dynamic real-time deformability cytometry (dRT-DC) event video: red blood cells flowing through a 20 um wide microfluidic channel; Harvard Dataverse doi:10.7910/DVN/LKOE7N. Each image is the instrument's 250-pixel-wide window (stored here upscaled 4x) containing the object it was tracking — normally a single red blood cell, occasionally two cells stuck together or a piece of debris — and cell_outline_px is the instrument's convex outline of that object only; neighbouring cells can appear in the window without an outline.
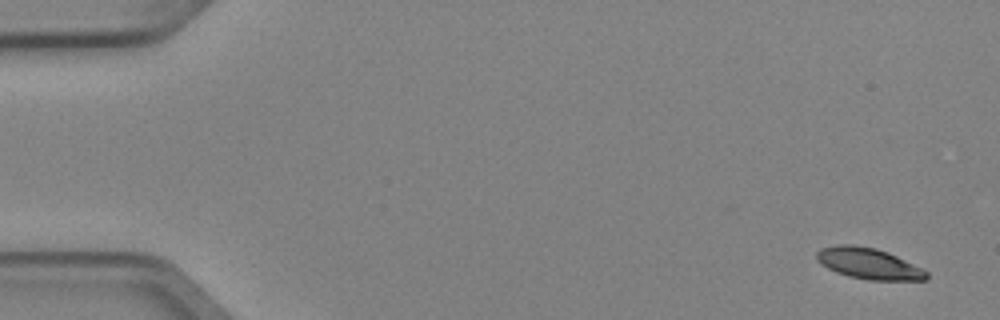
{"species": "Egyptian fruit bat (a non-hibernating species)", "species_latin": "Rousettus aegyptiacus", "temperature_condition": "cold", "stored_images_in_passage": 5, "camera_frame_rate_fps": 3000, "um_per_image_px": 0.085, "animal": {"sex": "female"}, "frame": {"image": 1, "passage_image": 1, "time_ms": 0.0, "image_size_px": [1000, 320], "cell_outline_px": [[928, 280], [868, 280], [848, 276], [836, 272], [820, 264], [816, 260], [816, 252], [820, 248], [836, 244], [852, 244], [876, 248], [888, 252], [928, 272]], "centroid_in_image_um": [73.78, 22.39], "position_along_channel_um": 11.2, "area_um2": 19.94}}
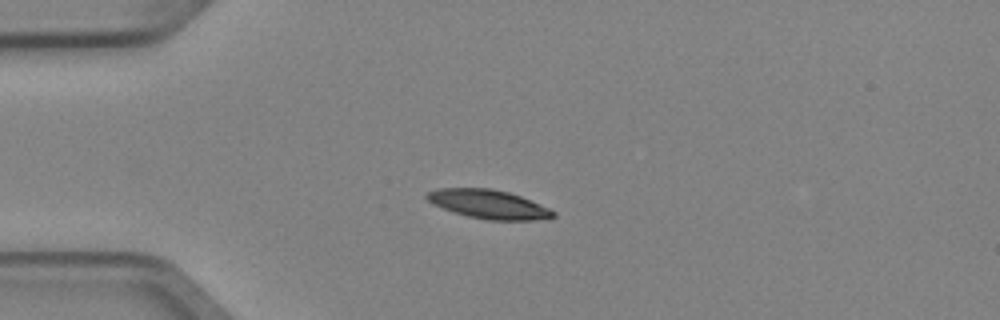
{"frame": {"image": 2, "passage_image": 4, "time_ms": 1.0, "image_size_px": [1000, 320], "cell_outline_px": [[556, 216], [532, 220], [488, 220], [468, 216], [444, 208], [428, 200], [424, 196], [428, 192], [440, 188], [492, 188], [508, 192], [520, 196], [548, 208], [556, 212]], "centroid_in_image_um": [41.54, 17.35], "position_along_channel_um": 43.5, "area_um2": 20.81}}